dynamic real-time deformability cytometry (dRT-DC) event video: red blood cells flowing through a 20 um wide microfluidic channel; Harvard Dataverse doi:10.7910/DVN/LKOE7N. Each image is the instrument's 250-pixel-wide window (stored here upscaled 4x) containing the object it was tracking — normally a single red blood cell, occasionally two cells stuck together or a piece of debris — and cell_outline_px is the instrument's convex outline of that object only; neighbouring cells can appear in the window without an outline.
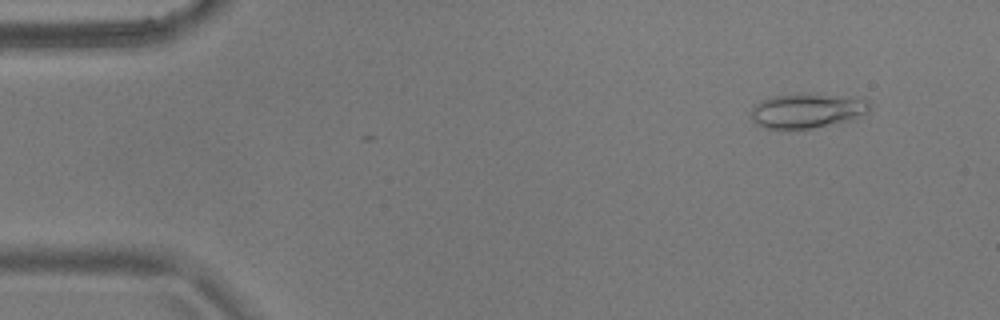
{"species": "common noctule bat (a hibernating species)", "species_latin": "Nyctalus noctula", "temperature_condition": "warm", "stored_images_in_passage": 55, "camera_frame_rate_fps": 3000, "um_per_image_px": 0.085, "animal": {"sex": "male", "body_mass_g": 17.9}, "frame": {"image": 1, "passage_image": 5, "time_ms": 1.333, "image_size_px": [1000, 320], "cell_outline_px": [[872, 104], [864, 112], [852, 120], [812, 128], [764, 128], [756, 124], [752, 120], [752, 108], [756, 104], [772, 96], [804, 92], [864, 96]], "centroid_in_image_um": [68.67, 9.36], "position_along_channel_um": 16.3, "area_um2": 24.45}}
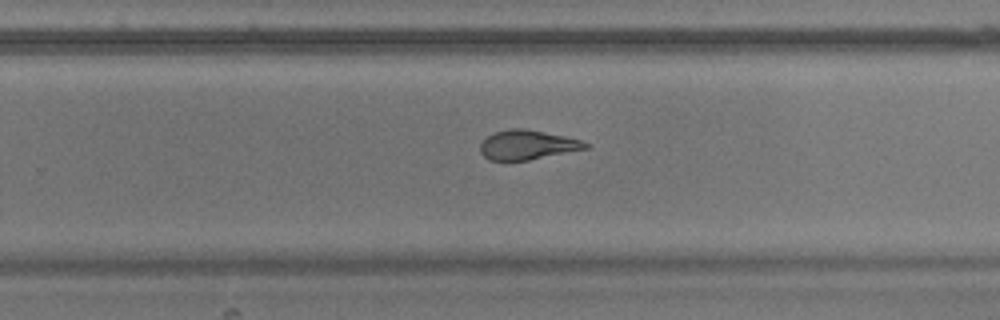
{"frame": {"image": 2, "passage_image": 35, "time_ms": 11.333, "image_size_px": [1000, 320], "cell_outline_px": [[592, 144], [588, 148], [528, 160], [488, 160], [480, 152], [480, 144], [488, 136], [496, 132], [512, 128], [524, 128], [564, 136], [580, 140]], "centroid_in_image_um": [44.83, 12.31], "position_along_channel_um": 285.0, "area_um2": 17.86}}
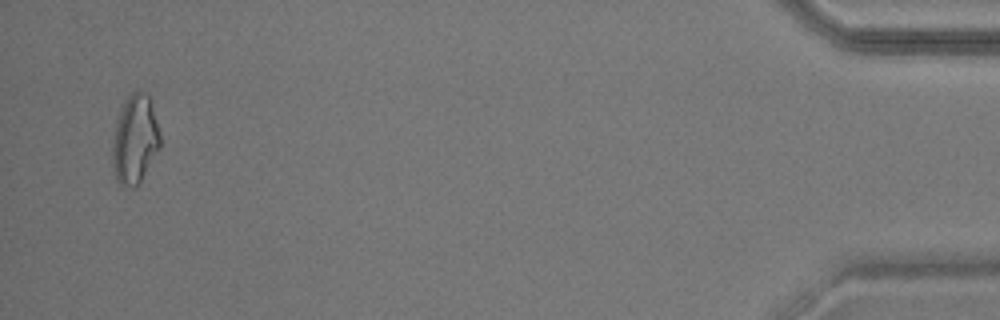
{"frame": {"image": 3, "passage_image": 53, "time_ms": 17.333, "image_size_px": [1000, 320], "cell_outline_px": [[160, 148], [140, 180], [132, 188], [120, 184], [116, 180], [112, 164], [112, 148], [116, 124], [120, 112], [128, 96], [132, 92], [144, 92], [148, 96], [160, 132]], "centroid_in_image_um": [11.46, 11.88], "position_along_channel_um": 423.7, "area_um2": 24.04}, "authors_computed_cell_mechanics": {"area_um2": 20.5768, "velocity_mm_per_s": 3.6754, "shape_relaxation_time_tau1_ms": 9.4863, "shape_relaxation_time_tau2_ms": 2.166, "deformation_change_tau1": 0.2202, "deformation_change_tau2": 0.1013}}